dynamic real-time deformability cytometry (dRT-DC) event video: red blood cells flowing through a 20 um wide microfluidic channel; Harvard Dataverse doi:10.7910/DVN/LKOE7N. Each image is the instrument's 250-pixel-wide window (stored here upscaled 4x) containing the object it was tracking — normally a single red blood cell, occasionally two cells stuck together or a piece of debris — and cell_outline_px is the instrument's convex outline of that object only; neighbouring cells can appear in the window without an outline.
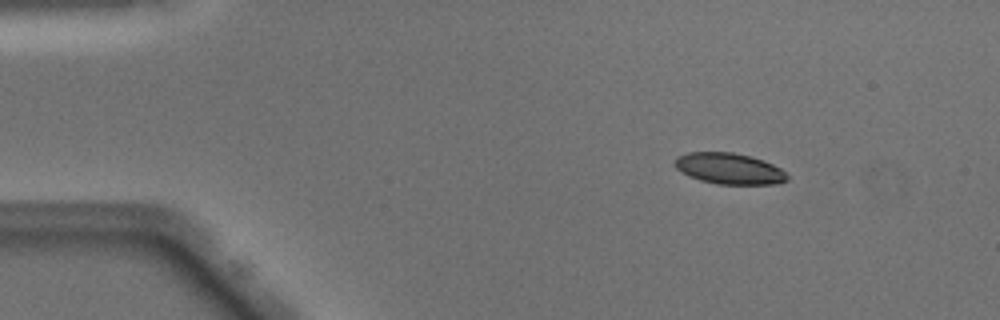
{"species": "Egyptian fruit bat (a non-hibernating species)", "species_latin": "Rousettus aegyptiacus", "temperature_condition": "warm", "stored_images_in_passage": 45, "camera_frame_rate_fps": 3000, "um_per_image_px": 0.085, "animal": {"sex": "male"}, "frame": {"image": 1, "passage_image": 2, "time_ms": 0.333, "image_size_px": [1000, 320], "cell_outline_px": [[788, 180], [776, 184], [716, 184], [700, 180], [688, 176], [676, 168], [676, 156], [688, 152], [732, 152], [764, 160], [780, 168], [788, 176]], "centroid_in_image_um": [61.98, 14.33], "position_along_channel_um": 23.0, "area_um2": 20.29}}
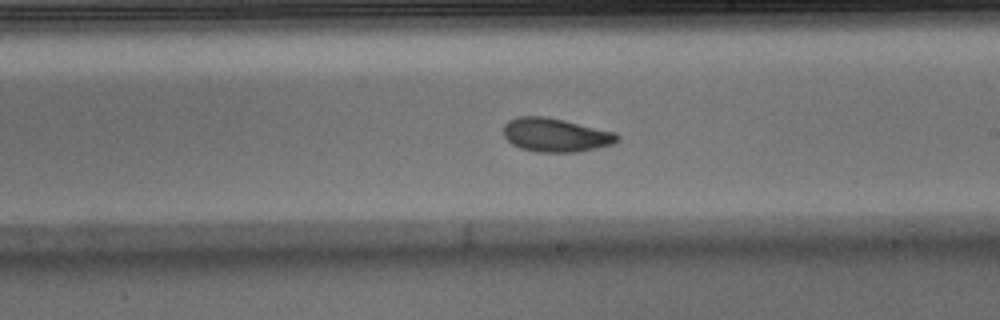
{"frame": {"image": 2, "passage_image": 24, "time_ms": 7.667, "image_size_px": [1000, 320], "cell_outline_px": [[620, 140], [612, 144], [580, 152], [536, 152], [520, 148], [512, 144], [504, 136], [504, 124], [508, 120], [516, 116], [544, 116], [564, 120], [616, 132], [620, 136]], "centroid_in_image_um": [47.23, 11.47], "position_along_channel_um": 241.8, "area_um2": 22.54}}
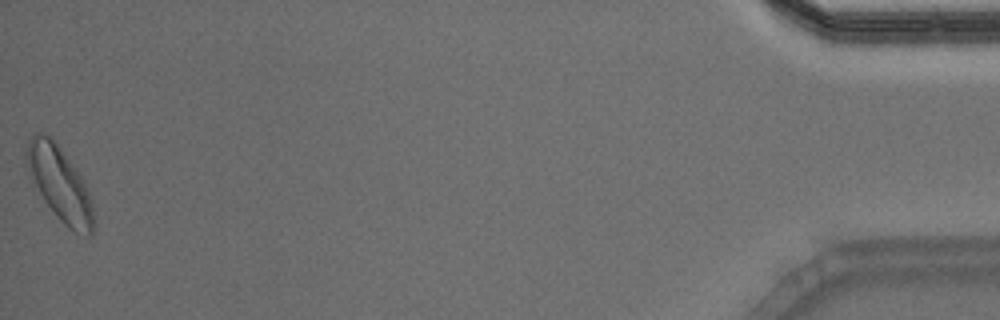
{"frame": {"image": 3, "passage_image": 45, "time_ms": 14.667, "image_size_px": [1000, 320], "cell_outline_px": [[92, 236], [88, 236], [76, 232], [68, 228], [60, 220], [32, 188], [24, 156], [24, 152], [28, 140], [36, 132], [40, 132], [52, 136], [80, 176], [88, 192], [92, 208]], "centroid_in_image_um": [4.97, 15.58], "position_along_channel_um": 430.2, "area_um2": 29.07}, "authors_computed_cell_mechanics": {"area_um2": 22.1374, "velocity_mm_per_s": 4.0463, "shape_relaxation_time_tau1_ms": 4.9353, "shape_relaxation_time_tau2_ms": 2.68, "deformation_change_tau1": 0.1582, "deformation_change_tau2": 0.0866}}